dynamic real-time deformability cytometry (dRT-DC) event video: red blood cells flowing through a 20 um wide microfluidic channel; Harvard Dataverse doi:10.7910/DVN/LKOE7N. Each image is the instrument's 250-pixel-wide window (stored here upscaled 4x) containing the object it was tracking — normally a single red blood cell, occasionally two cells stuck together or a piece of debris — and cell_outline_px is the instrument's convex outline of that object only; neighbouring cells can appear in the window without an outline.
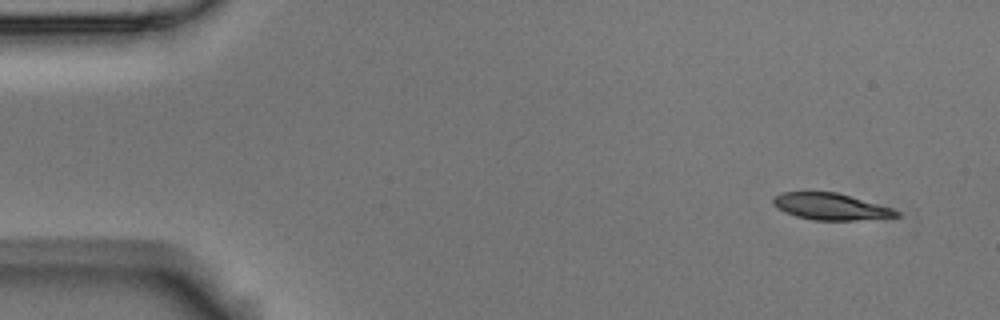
{"species": "Egyptian fruit bat (a non-hibernating species)", "species_latin": "Rousettus aegyptiacus", "temperature_condition": "room temperature", "stored_images_in_passage": 5, "camera_frame_rate_fps": 3000, "um_per_image_px": 0.085, "animal": {"sex": "male"}, "frame": {"image": 1, "passage_image": 1, "time_ms": 0.0, "image_size_px": [1000, 320], "cell_outline_px": [[900, 216], [856, 220], [812, 220], [796, 216], [784, 212], [776, 208], [772, 204], [772, 196], [780, 192], [836, 192], [892, 208], [900, 212]], "centroid_in_image_um": [70.54, 17.55], "position_along_channel_um": 14.5, "area_um2": 19.13}}
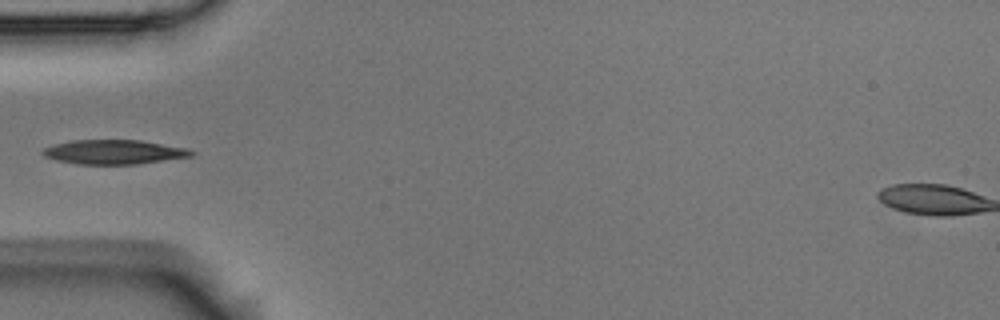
{"frame": {"image": 2, "passage_image": 4, "time_ms": 1.0, "image_size_px": [1000, 320], "cell_outline_px": [[196, 152], [192, 156], [136, 164], [80, 164], [56, 160], [44, 156], [40, 152], [44, 148], [56, 144], [72, 140], [140, 140], [188, 148]], "centroid_in_image_um": [9.7, 12.91], "position_along_channel_um": 75.3, "area_um2": 20.98}}
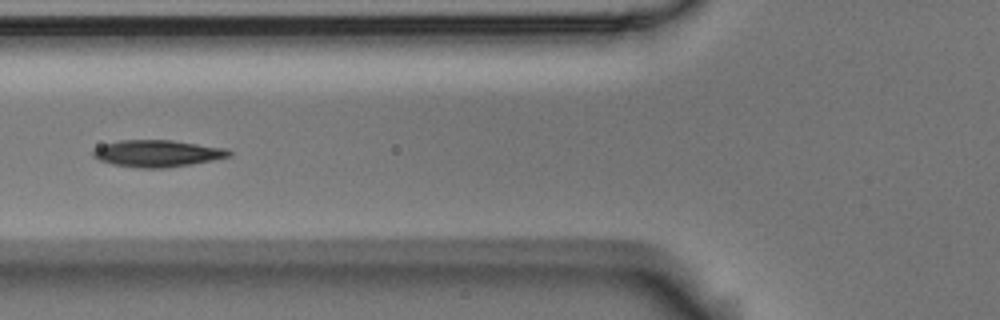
{"frame": {"image": 3, "passage_image": 5, "time_ms": 1.333, "image_size_px": [1000, 320], "cell_outline_px": [[232, 156], [192, 164], [168, 168], [140, 168], [112, 164], [100, 160], [92, 156], [92, 152], [96, 148], [104, 144], [120, 140], [172, 140], [224, 148], [232, 152]], "centroid_in_image_um": [13.37, 13.05], "position_along_channel_um": 112.4, "area_um2": 21.21}}